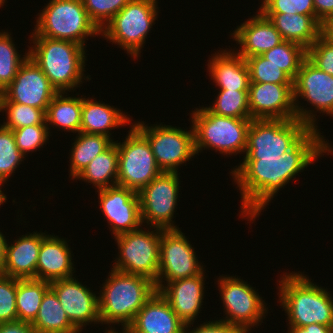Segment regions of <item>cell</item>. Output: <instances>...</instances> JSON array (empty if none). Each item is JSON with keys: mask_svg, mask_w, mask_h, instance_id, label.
<instances>
[{"mask_svg": "<svg viewBox=\"0 0 333 333\" xmlns=\"http://www.w3.org/2000/svg\"><path fill=\"white\" fill-rule=\"evenodd\" d=\"M319 132L310 129L290 150L280 157L243 160L232 170L239 187L242 216L254 221L278 191L313 161L333 149ZM259 214V215H258Z\"/></svg>", "mask_w": 333, "mask_h": 333, "instance_id": "obj_1", "label": "cell"}, {"mask_svg": "<svg viewBox=\"0 0 333 333\" xmlns=\"http://www.w3.org/2000/svg\"><path fill=\"white\" fill-rule=\"evenodd\" d=\"M280 278L278 296L288 316V326L333 327V298L326 288L317 286L301 272L283 273Z\"/></svg>", "mask_w": 333, "mask_h": 333, "instance_id": "obj_2", "label": "cell"}, {"mask_svg": "<svg viewBox=\"0 0 333 333\" xmlns=\"http://www.w3.org/2000/svg\"><path fill=\"white\" fill-rule=\"evenodd\" d=\"M109 274L99 294L100 321L107 325L121 323L122 330H126L157 288L153 281L141 275L114 269Z\"/></svg>", "mask_w": 333, "mask_h": 333, "instance_id": "obj_3", "label": "cell"}, {"mask_svg": "<svg viewBox=\"0 0 333 333\" xmlns=\"http://www.w3.org/2000/svg\"><path fill=\"white\" fill-rule=\"evenodd\" d=\"M30 38L34 46L29 47V57L57 92H71L82 84L85 79L86 46L47 37Z\"/></svg>", "mask_w": 333, "mask_h": 333, "instance_id": "obj_4", "label": "cell"}, {"mask_svg": "<svg viewBox=\"0 0 333 333\" xmlns=\"http://www.w3.org/2000/svg\"><path fill=\"white\" fill-rule=\"evenodd\" d=\"M200 108L191 113L196 154L207 148L226 156L245 153L252 119L221 116L207 107Z\"/></svg>", "mask_w": 333, "mask_h": 333, "instance_id": "obj_5", "label": "cell"}, {"mask_svg": "<svg viewBox=\"0 0 333 333\" xmlns=\"http://www.w3.org/2000/svg\"><path fill=\"white\" fill-rule=\"evenodd\" d=\"M37 17L31 37L71 41L85 46L87 37L101 34L82 0H50Z\"/></svg>", "mask_w": 333, "mask_h": 333, "instance_id": "obj_6", "label": "cell"}, {"mask_svg": "<svg viewBox=\"0 0 333 333\" xmlns=\"http://www.w3.org/2000/svg\"><path fill=\"white\" fill-rule=\"evenodd\" d=\"M157 6L156 0H131L104 26L101 35L137 59L158 17Z\"/></svg>", "mask_w": 333, "mask_h": 333, "instance_id": "obj_7", "label": "cell"}, {"mask_svg": "<svg viewBox=\"0 0 333 333\" xmlns=\"http://www.w3.org/2000/svg\"><path fill=\"white\" fill-rule=\"evenodd\" d=\"M310 128L297 118L252 119L243 160H260V157H280L290 150Z\"/></svg>", "mask_w": 333, "mask_h": 333, "instance_id": "obj_8", "label": "cell"}, {"mask_svg": "<svg viewBox=\"0 0 333 333\" xmlns=\"http://www.w3.org/2000/svg\"><path fill=\"white\" fill-rule=\"evenodd\" d=\"M154 229L145 231V229L139 228L115 236L120 255L115 259L112 269L127 274L141 275L155 283L159 270L161 233L164 229L157 227Z\"/></svg>", "mask_w": 333, "mask_h": 333, "instance_id": "obj_9", "label": "cell"}, {"mask_svg": "<svg viewBox=\"0 0 333 333\" xmlns=\"http://www.w3.org/2000/svg\"><path fill=\"white\" fill-rule=\"evenodd\" d=\"M123 141H114L119 152L117 185L139 193L162 171L149 141L133 124Z\"/></svg>", "mask_w": 333, "mask_h": 333, "instance_id": "obj_10", "label": "cell"}, {"mask_svg": "<svg viewBox=\"0 0 333 333\" xmlns=\"http://www.w3.org/2000/svg\"><path fill=\"white\" fill-rule=\"evenodd\" d=\"M293 96L296 118L305 123L310 129H316L317 115L314 110H307L299 106L298 97L309 102L314 109L329 114L333 118V76L318 69L307 58L302 62L300 69L293 80Z\"/></svg>", "mask_w": 333, "mask_h": 333, "instance_id": "obj_11", "label": "cell"}, {"mask_svg": "<svg viewBox=\"0 0 333 333\" xmlns=\"http://www.w3.org/2000/svg\"><path fill=\"white\" fill-rule=\"evenodd\" d=\"M134 126L149 141L156 163L162 172L177 173L181 164L195 157L194 131L170 125L148 126L136 122ZM179 166V167H178Z\"/></svg>", "mask_w": 333, "mask_h": 333, "instance_id": "obj_12", "label": "cell"}, {"mask_svg": "<svg viewBox=\"0 0 333 333\" xmlns=\"http://www.w3.org/2000/svg\"><path fill=\"white\" fill-rule=\"evenodd\" d=\"M226 317L220 319L249 332L254 326L261 325L268 308L265 301L250 284L234 276H219L218 283Z\"/></svg>", "mask_w": 333, "mask_h": 333, "instance_id": "obj_13", "label": "cell"}, {"mask_svg": "<svg viewBox=\"0 0 333 333\" xmlns=\"http://www.w3.org/2000/svg\"><path fill=\"white\" fill-rule=\"evenodd\" d=\"M180 173L162 172L139 193L142 224L164 230L179 229L172 221L179 193Z\"/></svg>", "mask_w": 333, "mask_h": 333, "instance_id": "obj_14", "label": "cell"}, {"mask_svg": "<svg viewBox=\"0 0 333 333\" xmlns=\"http://www.w3.org/2000/svg\"><path fill=\"white\" fill-rule=\"evenodd\" d=\"M187 239L179 229L162 231L158 278L155 285L192 277L204 271Z\"/></svg>", "mask_w": 333, "mask_h": 333, "instance_id": "obj_15", "label": "cell"}, {"mask_svg": "<svg viewBox=\"0 0 333 333\" xmlns=\"http://www.w3.org/2000/svg\"><path fill=\"white\" fill-rule=\"evenodd\" d=\"M57 93L30 57L21 65L12 82L1 92L9 102L32 106L45 112Z\"/></svg>", "mask_w": 333, "mask_h": 333, "instance_id": "obj_16", "label": "cell"}, {"mask_svg": "<svg viewBox=\"0 0 333 333\" xmlns=\"http://www.w3.org/2000/svg\"><path fill=\"white\" fill-rule=\"evenodd\" d=\"M97 192L102 214L104 213L114 237L141 227L138 193L119 185L97 190Z\"/></svg>", "mask_w": 333, "mask_h": 333, "instance_id": "obj_17", "label": "cell"}, {"mask_svg": "<svg viewBox=\"0 0 333 333\" xmlns=\"http://www.w3.org/2000/svg\"><path fill=\"white\" fill-rule=\"evenodd\" d=\"M70 322L81 332L88 323L99 324V296L75 277L50 282Z\"/></svg>", "mask_w": 333, "mask_h": 333, "instance_id": "obj_18", "label": "cell"}, {"mask_svg": "<svg viewBox=\"0 0 333 333\" xmlns=\"http://www.w3.org/2000/svg\"><path fill=\"white\" fill-rule=\"evenodd\" d=\"M248 96L252 119H296L293 84L250 83Z\"/></svg>", "mask_w": 333, "mask_h": 333, "instance_id": "obj_19", "label": "cell"}, {"mask_svg": "<svg viewBox=\"0 0 333 333\" xmlns=\"http://www.w3.org/2000/svg\"><path fill=\"white\" fill-rule=\"evenodd\" d=\"M204 271L192 277L156 285L172 310L185 325H193L200 313L204 298Z\"/></svg>", "mask_w": 333, "mask_h": 333, "instance_id": "obj_20", "label": "cell"}, {"mask_svg": "<svg viewBox=\"0 0 333 333\" xmlns=\"http://www.w3.org/2000/svg\"><path fill=\"white\" fill-rule=\"evenodd\" d=\"M127 333H184L185 324L168 301L156 291L138 311Z\"/></svg>", "mask_w": 333, "mask_h": 333, "instance_id": "obj_21", "label": "cell"}, {"mask_svg": "<svg viewBox=\"0 0 333 333\" xmlns=\"http://www.w3.org/2000/svg\"><path fill=\"white\" fill-rule=\"evenodd\" d=\"M232 34L233 40L241 46L236 53L244 59L262 55L284 41L273 23L260 11L237 26Z\"/></svg>", "mask_w": 333, "mask_h": 333, "instance_id": "obj_22", "label": "cell"}, {"mask_svg": "<svg viewBox=\"0 0 333 333\" xmlns=\"http://www.w3.org/2000/svg\"><path fill=\"white\" fill-rule=\"evenodd\" d=\"M70 249L64 238L48 234L39 250L36 279L52 282L73 277L75 268Z\"/></svg>", "mask_w": 333, "mask_h": 333, "instance_id": "obj_23", "label": "cell"}, {"mask_svg": "<svg viewBox=\"0 0 333 333\" xmlns=\"http://www.w3.org/2000/svg\"><path fill=\"white\" fill-rule=\"evenodd\" d=\"M46 233H26L6 244L3 275L17 279H36L39 250Z\"/></svg>", "mask_w": 333, "mask_h": 333, "instance_id": "obj_24", "label": "cell"}, {"mask_svg": "<svg viewBox=\"0 0 333 333\" xmlns=\"http://www.w3.org/2000/svg\"><path fill=\"white\" fill-rule=\"evenodd\" d=\"M219 52H215L207 64L211 80L213 78L219 90L249 91L250 77L245 59L234 50Z\"/></svg>", "mask_w": 333, "mask_h": 333, "instance_id": "obj_25", "label": "cell"}, {"mask_svg": "<svg viewBox=\"0 0 333 333\" xmlns=\"http://www.w3.org/2000/svg\"><path fill=\"white\" fill-rule=\"evenodd\" d=\"M130 118L120 109L83 97L80 132L110 137L109 130L129 125Z\"/></svg>", "mask_w": 333, "mask_h": 333, "instance_id": "obj_26", "label": "cell"}, {"mask_svg": "<svg viewBox=\"0 0 333 333\" xmlns=\"http://www.w3.org/2000/svg\"><path fill=\"white\" fill-rule=\"evenodd\" d=\"M275 26L285 41L308 49L321 35L322 26L311 16L291 13H262Z\"/></svg>", "mask_w": 333, "mask_h": 333, "instance_id": "obj_27", "label": "cell"}, {"mask_svg": "<svg viewBox=\"0 0 333 333\" xmlns=\"http://www.w3.org/2000/svg\"><path fill=\"white\" fill-rule=\"evenodd\" d=\"M31 325L36 333H80L70 322L51 288L45 292L38 314Z\"/></svg>", "mask_w": 333, "mask_h": 333, "instance_id": "obj_28", "label": "cell"}, {"mask_svg": "<svg viewBox=\"0 0 333 333\" xmlns=\"http://www.w3.org/2000/svg\"><path fill=\"white\" fill-rule=\"evenodd\" d=\"M119 152L114 142L96 156L75 179L93 184L98 190L117 185Z\"/></svg>", "mask_w": 333, "mask_h": 333, "instance_id": "obj_29", "label": "cell"}, {"mask_svg": "<svg viewBox=\"0 0 333 333\" xmlns=\"http://www.w3.org/2000/svg\"><path fill=\"white\" fill-rule=\"evenodd\" d=\"M64 94L65 92H58L51 100L45 112L46 124L51 127L53 125L60 129L63 128L64 131L79 133L83 98H73Z\"/></svg>", "mask_w": 333, "mask_h": 333, "instance_id": "obj_30", "label": "cell"}, {"mask_svg": "<svg viewBox=\"0 0 333 333\" xmlns=\"http://www.w3.org/2000/svg\"><path fill=\"white\" fill-rule=\"evenodd\" d=\"M113 143L114 140L105 135L79 132L70 154L71 179L74 180L96 156L107 150Z\"/></svg>", "mask_w": 333, "mask_h": 333, "instance_id": "obj_31", "label": "cell"}, {"mask_svg": "<svg viewBox=\"0 0 333 333\" xmlns=\"http://www.w3.org/2000/svg\"><path fill=\"white\" fill-rule=\"evenodd\" d=\"M50 282L37 279H17L16 310L18 320L32 323Z\"/></svg>", "mask_w": 333, "mask_h": 333, "instance_id": "obj_32", "label": "cell"}, {"mask_svg": "<svg viewBox=\"0 0 333 333\" xmlns=\"http://www.w3.org/2000/svg\"><path fill=\"white\" fill-rule=\"evenodd\" d=\"M262 56L294 80L302 62L307 58V49L298 43L284 40L271 50L264 52Z\"/></svg>", "mask_w": 333, "mask_h": 333, "instance_id": "obj_33", "label": "cell"}, {"mask_svg": "<svg viewBox=\"0 0 333 333\" xmlns=\"http://www.w3.org/2000/svg\"><path fill=\"white\" fill-rule=\"evenodd\" d=\"M1 111L7 113V121L2 125L11 130L33 125H47L44 110L24 104L9 102L0 93V112Z\"/></svg>", "mask_w": 333, "mask_h": 333, "instance_id": "obj_34", "label": "cell"}, {"mask_svg": "<svg viewBox=\"0 0 333 333\" xmlns=\"http://www.w3.org/2000/svg\"><path fill=\"white\" fill-rule=\"evenodd\" d=\"M8 32H0V93L12 82L19 68L29 57V52L21 57L15 48L14 40Z\"/></svg>", "mask_w": 333, "mask_h": 333, "instance_id": "obj_35", "label": "cell"}, {"mask_svg": "<svg viewBox=\"0 0 333 333\" xmlns=\"http://www.w3.org/2000/svg\"><path fill=\"white\" fill-rule=\"evenodd\" d=\"M213 102V106L207 107L212 113L226 117L252 119L248 91L219 90Z\"/></svg>", "mask_w": 333, "mask_h": 333, "instance_id": "obj_36", "label": "cell"}, {"mask_svg": "<svg viewBox=\"0 0 333 333\" xmlns=\"http://www.w3.org/2000/svg\"><path fill=\"white\" fill-rule=\"evenodd\" d=\"M25 157L16 145L13 131L0 124V182L6 183Z\"/></svg>", "mask_w": 333, "mask_h": 333, "instance_id": "obj_37", "label": "cell"}, {"mask_svg": "<svg viewBox=\"0 0 333 333\" xmlns=\"http://www.w3.org/2000/svg\"><path fill=\"white\" fill-rule=\"evenodd\" d=\"M249 70L250 83L293 84V79L278 66L262 55L245 59Z\"/></svg>", "mask_w": 333, "mask_h": 333, "instance_id": "obj_38", "label": "cell"}, {"mask_svg": "<svg viewBox=\"0 0 333 333\" xmlns=\"http://www.w3.org/2000/svg\"><path fill=\"white\" fill-rule=\"evenodd\" d=\"M131 0H82L86 12L95 25L104 26Z\"/></svg>", "mask_w": 333, "mask_h": 333, "instance_id": "obj_39", "label": "cell"}, {"mask_svg": "<svg viewBox=\"0 0 333 333\" xmlns=\"http://www.w3.org/2000/svg\"><path fill=\"white\" fill-rule=\"evenodd\" d=\"M49 127L47 125H33L12 130L19 151L25 156L34 152L49 140Z\"/></svg>", "mask_w": 333, "mask_h": 333, "instance_id": "obj_40", "label": "cell"}, {"mask_svg": "<svg viewBox=\"0 0 333 333\" xmlns=\"http://www.w3.org/2000/svg\"><path fill=\"white\" fill-rule=\"evenodd\" d=\"M16 293L17 278L0 275V323L18 320Z\"/></svg>", "mask_w": 333, "mask_h": 333, "instance_id": "obj_41", "label": "cell"}, {"mask_svg": "<svg viewBox=\"0 0 333 333\" xmlns=\"http://www.w3.org/2000/svg\"><path fill=\"white\" fill-rule=\"evenodd\" d=\"M259 9L261 13H298L315 19L313 0H263Z\"/></svg>", "mask_w": 333, "mask_h": 333, "instance_id": "obj_42", "label": "cell"}, {"mask_svg": "<svg viewBox=\"0 0 333 333\" xmlns=\"http://www.w3.org/2000/svg\"><path fill=\"white\" fill-rule=\"evenodd\" d=\"M307 59L321 71L333 76V43L322 34L307 49Z\"/></svg>", "mask_w": 333, "mask_h": 333, "instance_id": "obj_43", "label": "cell"}, {"mask_svg": "<svg viewBox=\"0 0 333 333\" xmlns=\"http://www.w3.org/2000/svg\"><path fill=\"white\" fill-rule=\"evenodd\" d=\"M209 322V323H208ZM188 331L191 325H185L184 333H244L239 327L222 320L208 321Z\"/></svg>", "mask_w": 333, "mask_h": 333, "instance_id": "obj_44", "label": "cell"}, {"mask_svg": "<svg viewBox=\"0 0 333 333\" xmlns=\"http://www.w3.org/2000/svg\"><path fill=\"white\" fill-rule=\"evenodd\" d=\"M315 20L322 26L333 17V0H313Z\"/></svg>", "mask_w": 333, "mask_h": 333, "instance_id": "obj_45", "label": "cell"}, {"mask_svg": "<svg viewBox=\"0 0 333 333\" xmlns=\"http://www.w3.org/2000/svg\"><path fill=\"white\" fill-rule=\"evenodd\" d=\"M0 333H36L31 323L13 321L0 323Z\"/></svg>", "mask_w": 333, "mask_h": 333, "instance_id": "obj_46", "label": "cell"}, {"mask_svg": "<svg viewBox=\"0 0 333 333\" xmlns=\"http://www.w3.org/2000/svg\"><path fill=\"white\" fill-rule=\"evenodd\" d=\"M288 333H333V327L321 324H310L304 327L289 326Z\"/></svg>", "mask_w": 333, "mask_h": 333, "instance_id": "obj_47", "label": "cell"}, {"mask_svg": "<svg viewBox=\"0 0 333 333\" xmlns=\"http://www.w3.org/2000/svg\"><path fill=\"white\" fill-rule=\"evenodd\" d=\"M321 34L333 43V17L329 18L324 24H322Z\"/></svg>", "mask_w": 333, "mask_h": 333, "instance_id": "obj_48", "label": "cell"}, {"mask_svg": "<svg viewBox=\"0 0 333 333\" xmlns=\"http://www.w3.org/2000/svg\"><path fill=\"white\" fill-rule=\"evenodd\" d=\"M6 244L7 240L4 234L0 231V275H3L4 273Z\"/></svg>", "mask_w": 333, "mask_h": 333, "instance_id": "obj_49", "label": "cell"}, {"mask_svg": "<svg viewBox=\"0 0 333 333\" xmlns=\"http://www.w3.org/2000/svg\"><path fill=\"white\" fill-rule=\"evenodd\" d=\"M1 185L4 186L2 182H0V206L7 200L6 195L2 192Z\"/></svg>", "mask_w": 333, "mask_h": 333, "instance_id": "obj_50", "label": "cell"}, {"mask_svg": "<svg viewBox=\"0 0 333 333\" xmlns=\"http://www.w3.org/2000/svg\"><path fill=\"white\" fill-rule=\"evenodd\" d=\"M109 328H110V330L107 329V330L105 331V333H121V332H118V331L114 330L115 328L112 329V326L109 327ZM122 333H127V332H126L125 330H123Z\"/></svg>", "mask_w": 333, "mask_h": 333, "instance_id": "obj_51", "label": "cell"}, {"mask_svg": "<svg viewBox=\"0 0 333 333\" xmlns=\"http://www.w3.org/2000/svg\"><path fill=\"white\" fill-rule=\"evenodd\" d=\"M5 0H0V7L4 6Z\"/></svg>", "mask_w": 333, "mask_h": 333, "instance_id": "obj_52", "label": "cell"}]
</instances>
